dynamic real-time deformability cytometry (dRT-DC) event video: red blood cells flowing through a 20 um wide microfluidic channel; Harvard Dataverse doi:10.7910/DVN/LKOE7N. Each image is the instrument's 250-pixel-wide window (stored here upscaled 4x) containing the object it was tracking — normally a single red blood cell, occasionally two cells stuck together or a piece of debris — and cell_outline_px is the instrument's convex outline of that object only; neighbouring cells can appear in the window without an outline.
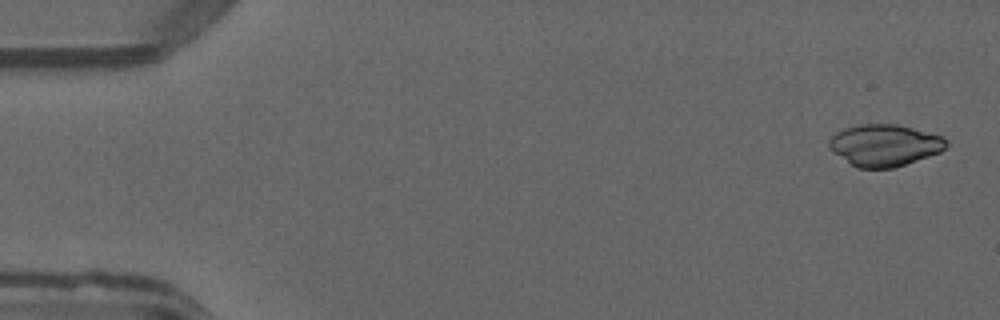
{"species": "common noctule bat (a hibernating species)", "species_latin": "Nyctalus noctula", "temperature_condition": "warm", "stored_images_in_passage": 3, "segment_of_instrument_passage": [2, 2], "camera_frame_rate_fps": 3000, "um_per_image_px": 0.085, "animal": {"sex": "male", "forearm_length_mm": 52.5}, "frame": {"image": 1, "passage_image": 3, "time_ms": 0.667, "image_size_px": [1000, 320], "cell_outline_px": [[948, 144], [940, 152], [892, 168], [856, 168], [832, 152], [828, 148], [828, 140], [836, 132], [844, 128], [860, 124], [896, 124], [944, 136]], "centroid_in_image_um": [75.14, 12.34], "position_along_channel_um": 9.9, "area_um2": 28.5}}